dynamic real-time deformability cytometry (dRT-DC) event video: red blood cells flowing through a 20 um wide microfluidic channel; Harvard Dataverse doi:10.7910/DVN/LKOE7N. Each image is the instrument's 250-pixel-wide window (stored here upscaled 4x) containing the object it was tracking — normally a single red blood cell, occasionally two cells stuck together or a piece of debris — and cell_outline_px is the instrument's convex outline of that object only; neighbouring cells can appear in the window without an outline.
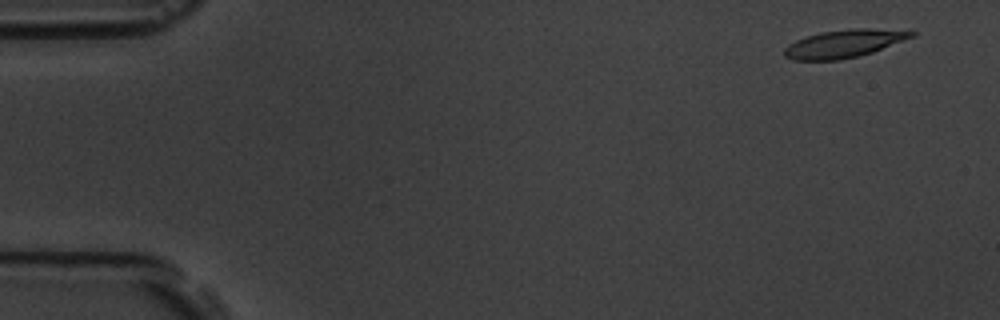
{"species": "common noctule bat (a hibernating species)", "species_latin": "Nyctalus noctula", "temperature_condition": "room temperature", "stored_images_in_passage": 57, "camera_frame_rate_fps": 3000, "um_per_image_px": 0.085, "animal": {"sex": "male", "body_mass_g": 19.5, "forearm_length_mm": 54.6}, "frame": {"image": 1, "passage_image": 4, "time_ms": 1.0, "image_size_px": [1000, 320], "cell_outline_px": [[916, 36], [872, 52], [840, 60], [792, 60], [784, 56], [784, 48], [788, 44], [804, 36], [820, 32], [852, 28], [868, 28], [916, 32]], "centroid_in_image_um": [71.69, 3.71], "position_along_channel_um": 13.3, "area_um2": 20.63}}
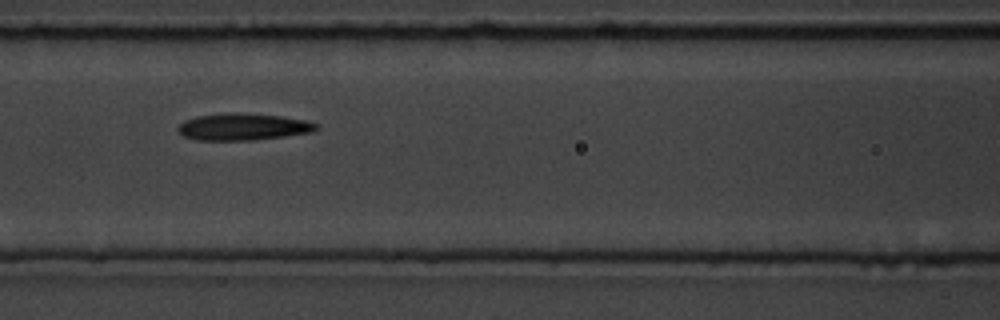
{"frame": {"image": 2, "passage_image": 25, "time_ms": 8.0, "image_size_px": [1000, 320], "cell_outline_px": [[320, 128], [312, 132], [284, 136], [252, 140], [196, 140], [184, 136], [176, 132], [176, 128], [184, 120], [196, 116], [220, 112], [232, 112], [280, 116], [308, 120], [320, 124]], "centroid_in_image_um": [20.64, 10.77], "position_along_channel_um": 146.0, "area_um2": 22.02}}
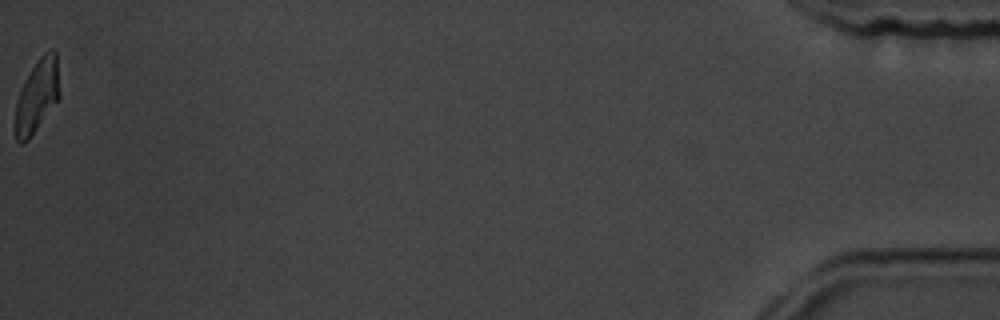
{"frame": {"image": 3, "passage_image": 57, "time_ms": 18.667, "image_size_px": [1000, 320], "cell_outline_px": [[60, 96], [28, 140], [20, 144], [16, 140], [12, 128], [12, 124], [16, 100], [32, 68], [40, 56], [48, 48], [56, 48], [60, 92]], "centroid_in_image_um": [3.12, 8.17], "position_along_channel_um": 432.1, "area_um2": 19.13}, "authors_computed_cell_mechanics": {"area_um2": 20.7502, "velocity_mm_per_s": 3.6349, "shape_relaxation_time_tau1_ms": 4.171, "shape_relaxation_time_tau2_ms": 2.6601, "deformation_change_tau1": 0.163, "deformation_change_tau2": 0.1153}}